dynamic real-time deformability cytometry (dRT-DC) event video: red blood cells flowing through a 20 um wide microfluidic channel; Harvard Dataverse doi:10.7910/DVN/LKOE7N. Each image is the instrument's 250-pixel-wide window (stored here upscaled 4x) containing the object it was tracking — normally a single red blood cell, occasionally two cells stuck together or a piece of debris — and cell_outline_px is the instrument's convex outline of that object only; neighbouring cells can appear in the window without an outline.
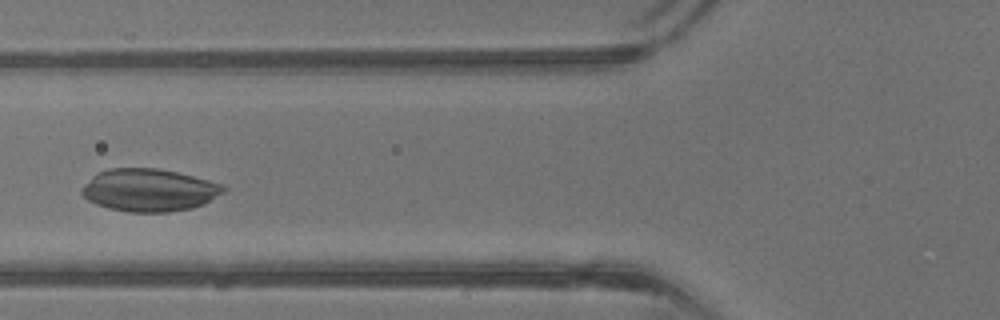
{"species": "common noctule bat (a hibernating species)", "species_latin": "Nyctalus noctula", "temperature_condition": "warm", "stored_images_in_passage": 31, "camera_frame_rate_fps": 3000, "um_per_image_px": 0.085, "animal": {"sex": "male", "body_mass_g": 13.3}, "frame": {"image": 1, "passage_image": 9, "time_ms": 2.667, "image_size_px": [1000, 320], "cell_outline_px": [[228, 188], [224, 192], [204, 204], [192, 208], [168, 212], [128, 212], [108, 208], [96, 204], [88, 200], [80, 192], [80, 188], [96, 172], [108, 168], [156, 168], [176, 172], [208, 180], [220, 184]], "centroid_in_image_um": [12.64, 16.16], "position_along_channel_um": 113.2, "area_um2": 35.26}}
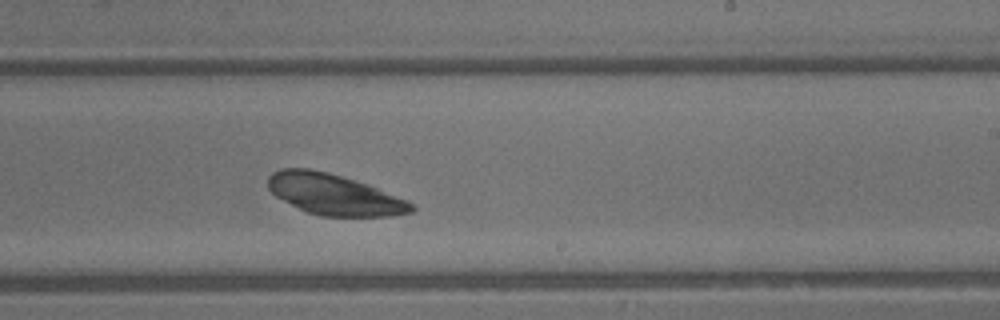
{"frame": {"image": 2, "passage_image": 18, "time_ms": 5.667, "image_size_px": [1000, 320], "cell_outline_px": [[416, 208], [412, 212], [392, 216], [320, 216], [304, 212], [276, 196], [268, 188], [268, 176], [272, 172], [280, 168], [308, 168], [328, 172], [376, 188], [408, 200], [416, 204]], "centroid_in_image_um": [28.38, 16.54], "position_along_channel_um": 260.6, "area_um2": 34.1}}
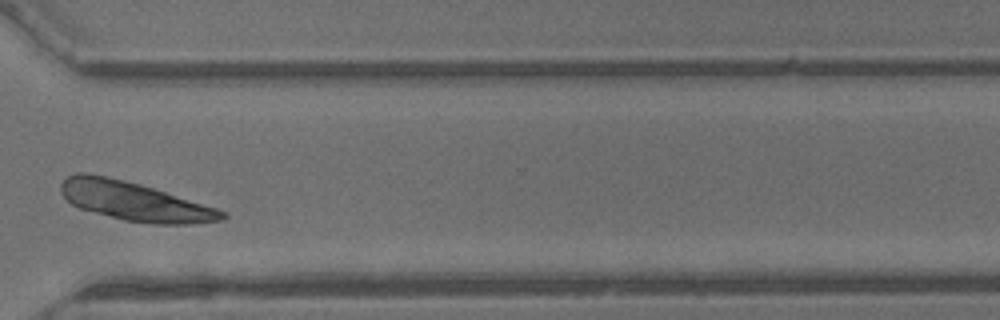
{"frame": {"image": 3, "passage_image": 24, "time_ms": 7.667, "image_size_px": [1000, 320], "cell_outline_px": [[228, 216], [224, 220], [188, 224], [152, 224], [124, 220], [80, 208], [72, 204], [60, 192], [60, 184], [68, 176], [76, 172], [88, 172], [124, 180], [140, 184], [216, 208], [228, 212]], "centroid_in_image_um": [11.43, 17.11], "position_along_channel_um": 359.2, "area_um2": 36.3}}